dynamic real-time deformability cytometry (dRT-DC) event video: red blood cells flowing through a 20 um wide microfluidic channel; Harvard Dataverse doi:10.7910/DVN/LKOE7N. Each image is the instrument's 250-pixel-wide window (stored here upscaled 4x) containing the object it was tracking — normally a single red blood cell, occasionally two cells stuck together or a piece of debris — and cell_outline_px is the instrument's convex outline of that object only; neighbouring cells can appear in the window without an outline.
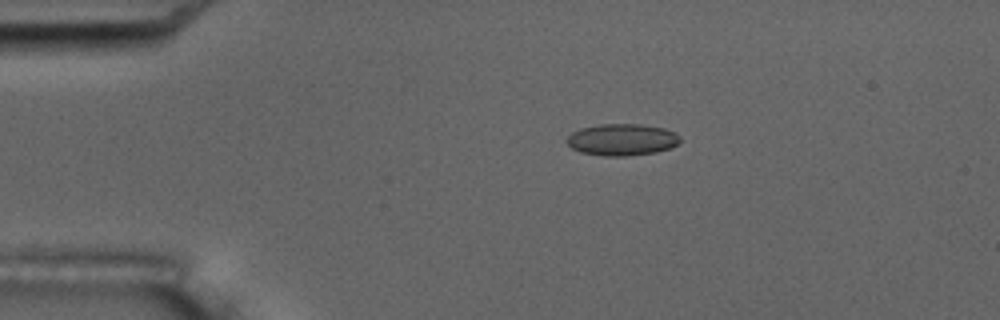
{"species": "common noctule bat (a hibernating species)", "species_latin": "Nyctalus noctula", "temperature_condition": "room temperature", "stored_images_in_passage": 7, "camera_frame_rate_fps": 3000, "um_per_image_px": 0.085, "animal": {"sex": "male", "body_mass_g": 17.5, "forearm_length_mm": 52.3}, "frame": {"image": 1, "passage_image": 4, "time_ms": 3.333, "image_size_px": [1000, 320], "cell_outline_px": [[680, 140], [676, 144], [668, 148], [656, 152], [628, 156], [604, 156], [580, 152], [572, 148], [564, 140], [572, 132], [580, 128], [600, 124], [640, 124], [664, 128], [676, 132], [680, 136]], "centroid_in_image_um": [52.84, 11.87], "position_along_channel_um": 32.2, "area_um2": 21.04}}